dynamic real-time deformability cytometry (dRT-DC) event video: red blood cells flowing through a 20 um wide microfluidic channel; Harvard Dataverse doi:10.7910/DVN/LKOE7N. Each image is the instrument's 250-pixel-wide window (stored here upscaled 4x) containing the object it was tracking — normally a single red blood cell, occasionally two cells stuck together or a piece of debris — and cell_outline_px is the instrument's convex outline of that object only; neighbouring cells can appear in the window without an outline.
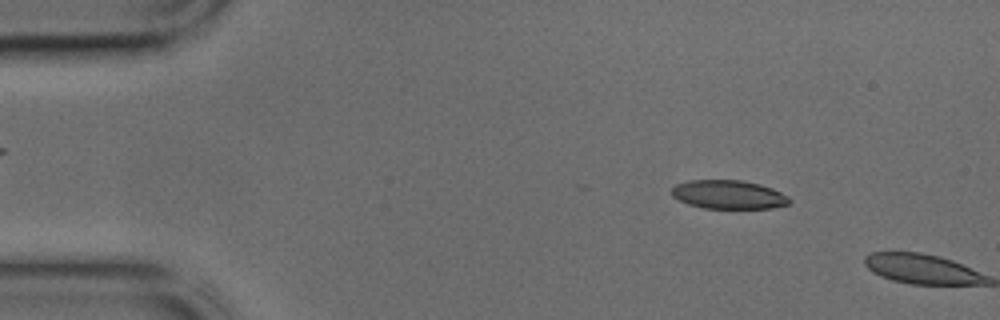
{"species": "common noctule bat (a hibernating species)", "species_latin": "Nyctalus noctula", "temperature_condition": "cold", "stored_images_in_passage": 6, "camera_frame_rate_fps": 3000, "um_per_image_px": 0.085, "animal": {"sex": "male", "body_mass_g": 17.9, "forearm_length_mm": 54.2}, "frame": {"image": 1, "passage_image": 5, "time_ms": 1.333, "image_size_px": [1000, 320], "cell_outline_px": [[792, 200], [788, 204], [772, 208], [704, 208], [688, 204], [672, 196], [672, 188], [676, 184], [688, 180], [740, 180], [760, 184], [772, 188], [788, 196]], "centroid_in_image_um": [61.93, 16.53], "position_along_channel_um": 23.1, "area_um2": 19.65}}